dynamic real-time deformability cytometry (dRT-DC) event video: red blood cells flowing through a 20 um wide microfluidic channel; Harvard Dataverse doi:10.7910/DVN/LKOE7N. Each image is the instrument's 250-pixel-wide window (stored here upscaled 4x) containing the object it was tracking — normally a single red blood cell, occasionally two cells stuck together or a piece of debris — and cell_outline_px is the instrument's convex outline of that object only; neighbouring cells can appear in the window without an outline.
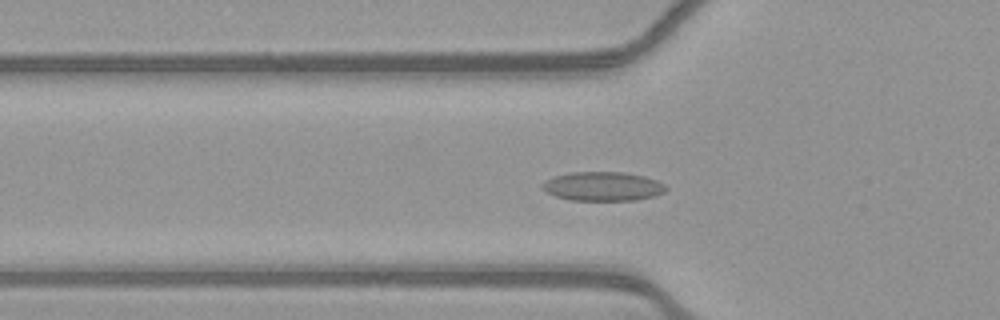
{"species": "common noctule bat (a hibernating species)", "species_latin": "Nyctalus noctula", "temperature_condition": "warm", "stored_images_in_passage": 43, "camera_frame_rate_fps": 3000, "um_per_image_px": 0.085, "animal": {"sex": "female", "body_mass_g": 21.9}, "frame": {"image": 1, "passage_image": 8, "time_ms": 2.333, "image_size_px": [1000, 320], "cell_outline_px": [[668, 188], [664, 192], [652, 196], [636, 200], [568, 200], [556, 196], [540, 188], [540, 184], [556, 176], [572, 172], [624, 172], [644, 176], [656, 180], [664, 184]], "centroid_in_image_um": [51.24, 15.84], "position_along_channel_um": 74.6, "area_um2": 20.81}}
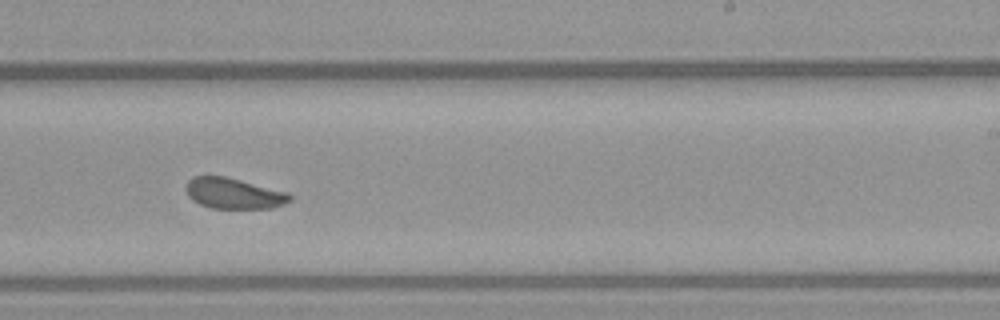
{"frame": {"image": 2, "passage_image": 23, "time_ms": 7.333, "image_size_px": [1000, 320], "cell_outline_px": [[292, 200], [284, 204], [272, 208], [208, 208], [192, 200], [188, 196], [184, 188], [188, 180], [192, 176], [224, 176], [288, 192], [292, 196]], "centroid_in_image_um": [19.84, 16.44], "position_along_channel_um": 269.2, "area_um2": 18.73}}
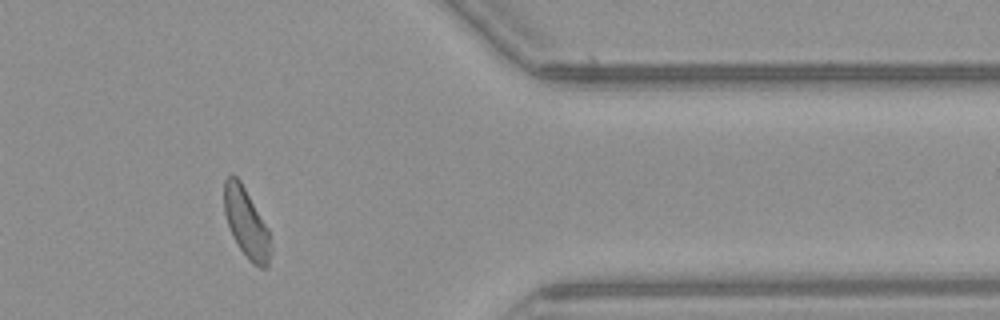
{"frame": {"image": 3, "passage_image": 34, "time_ms": 11.0, "image_size_px": [1000, 320], "cell_outline_px": [[272, 248], [268, 268], [260, 268], [252, 264], [248, 260], [232, 236], [224, 212], [224, 180], [232, 172], [240, 180], [268, 228]], "centroid_in_image_um": [20.95, 18.98], "position_along_channel_um": 390.5, "area_um2": 19.02}, "authors_computed_cell_mechanics": {"area_um2": 19.3052, "velocity_mm_per_s": 3.8649, "shape_relaxation_time_tau1_ms": 3.8461, "shape_relaxation_time_tau2_ms": 1.1571, "deformation_change_tau1": 0.081, "deformation_change_tau2": 0.0674}}